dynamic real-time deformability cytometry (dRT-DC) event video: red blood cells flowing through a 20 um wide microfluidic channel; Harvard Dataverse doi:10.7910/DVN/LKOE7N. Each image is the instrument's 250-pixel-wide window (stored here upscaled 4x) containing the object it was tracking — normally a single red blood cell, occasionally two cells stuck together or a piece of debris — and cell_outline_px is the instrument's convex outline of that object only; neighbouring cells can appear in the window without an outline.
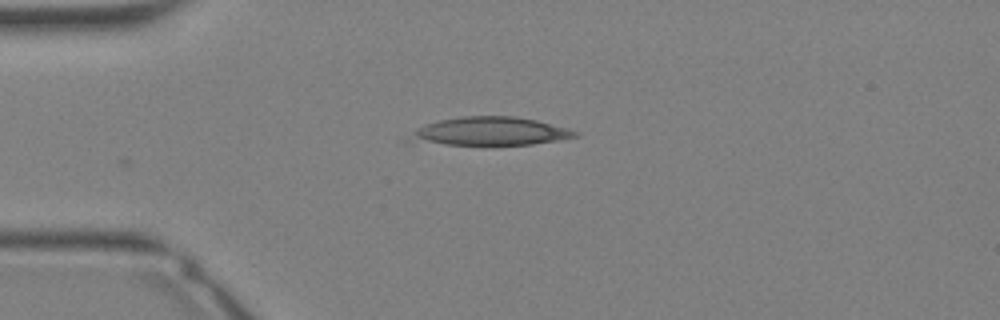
{"species": "Egyptian fruit bat (a non-hibernating species)", "species_latin": "Rousettus aegyptiacus", "temperature_condition": "warm", "stored_images_in_passage": 5, "camera_frame_rate_fps": 3000, "um_per_image_px": 0.085, "animal": {"sex": "female"}, "frame": {"image": 1, "passage_image": 1, "time_ms": 0.0, "image_size_px": [1000, 320], "cell_outline_px": [[580, 132], [576, 136], [560, 140], [532, 144], [444, 144], [404, 140], [416, 128], [440, 120], [460, 116], [516, 116], [536, 120]], "centroid_in_image_um": [41.63, 11.15], "position_along_channel_um": 43.4, "area_um2": 26.93}}
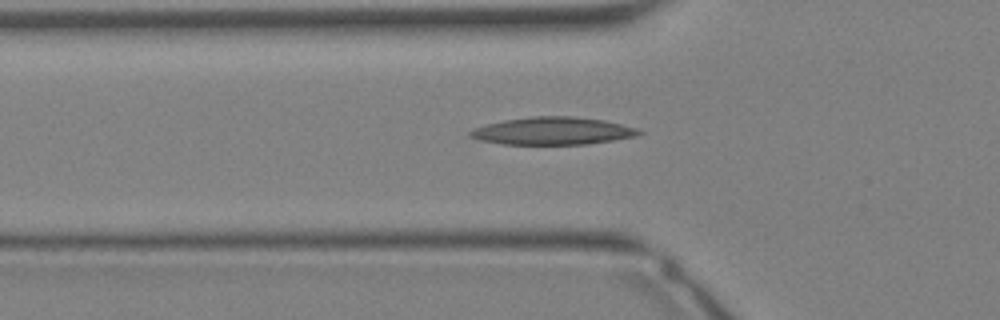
{"frame": {"image": 2, "passage_image": 4, "time_ms": 1.0, "image_size_px": [1000, 320], "cell_outline_px": [[644, 132], [636, 136], [588, 144], [504, 144], [480, 140], [468, 136], [468, 132], [472, 128], [484, 124], [504, 120], [532, 116], [572, 116], [604, 120], [636, 128]], "centroid_in_image_um": [46.93, 11.12], "position_along_channel_um": 78.9, "area_um2": 27.11}}